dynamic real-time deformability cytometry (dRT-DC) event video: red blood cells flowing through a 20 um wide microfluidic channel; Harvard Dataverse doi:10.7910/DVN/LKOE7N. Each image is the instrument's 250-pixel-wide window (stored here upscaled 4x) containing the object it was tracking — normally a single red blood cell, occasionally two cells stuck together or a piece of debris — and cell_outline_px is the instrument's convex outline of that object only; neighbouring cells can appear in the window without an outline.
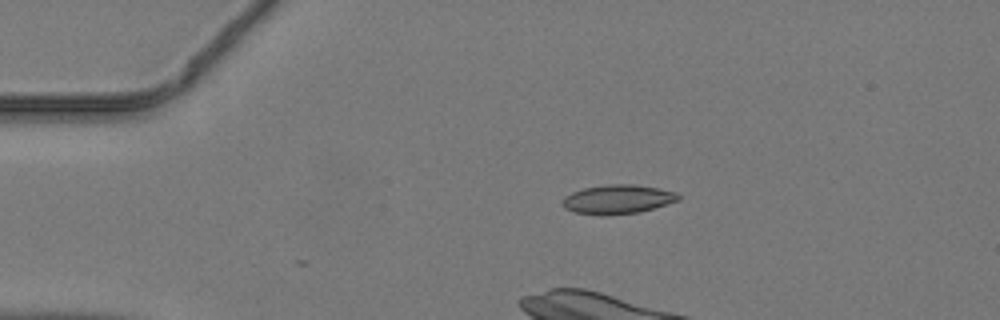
{"species": "common noctule bat (a hibernating species)", "species_latin": "Nyctalus noctula", "temperature_condition": "warm", "stored_images_in_passage": 2, "camera_frame_rate_fps": 3000, "um_per_image_px": 0.085, "animal": {"sex": "male", "body_mass_g": 19.2, "forearm_length_mm": 51.8}, "frame": {"image": 1, "passage_image": 2, "time_ms": 0.333, "image_size_px": [1000, 320], "cell_outline_px": [[680, 200], [640, 212], [600, 216], [576, 212], [564, 208], [560, 204], [560, 200], [564, 196], [572, 192], [584, 188], [608, 184], [636, 184], [660, 188], [676, 192], [680, 196]], "centroid_in_image_um": [52.48, 16.94], "position_along_channel_um": 32.5, "area_um2": 19.94}}